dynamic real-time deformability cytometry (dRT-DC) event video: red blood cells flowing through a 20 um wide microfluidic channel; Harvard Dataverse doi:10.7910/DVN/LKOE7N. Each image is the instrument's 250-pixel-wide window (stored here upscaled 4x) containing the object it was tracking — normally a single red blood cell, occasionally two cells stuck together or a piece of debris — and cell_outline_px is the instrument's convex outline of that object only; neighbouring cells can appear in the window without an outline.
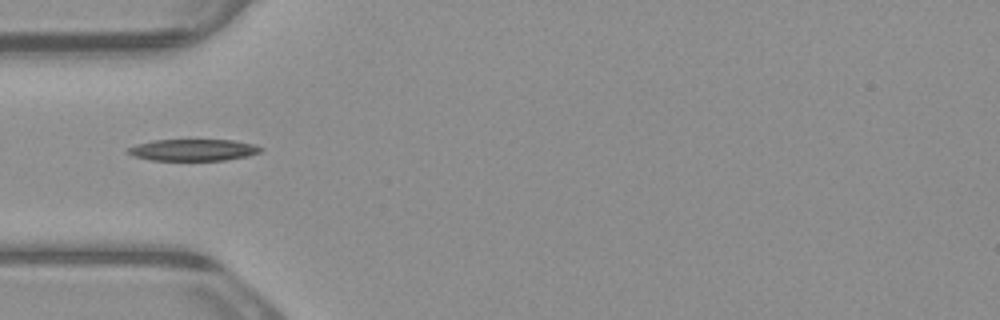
{"species": "common noctule bat (a hibernating species)", "species_latin": "Nyctalus noctula", "temperature_condition": "warm", "stored_images_in_passage": 3, "camera_frame_rate_fps": 3000, "um_per_image_px": 0.085, "animal": {"sex": "male", "body_mass_g": 23.1, "forearm_length_mm": 52.7}, "frame": {"image": 1, "passage_image": 1, "time_ms": 0.0, "image_size_px": [1000, 320], "cell_outline_px": [[264, 148], [260, 152], [248, 156], [224, 160], [148, 160], [132, 156], [124, 148], [136, 144], [152, 140], [232, 140], [252, 144]], "centroid_in_image_um": [16.36, 12.75], "position_along_channel_um": 68.6, "area_um2": 16.82}}
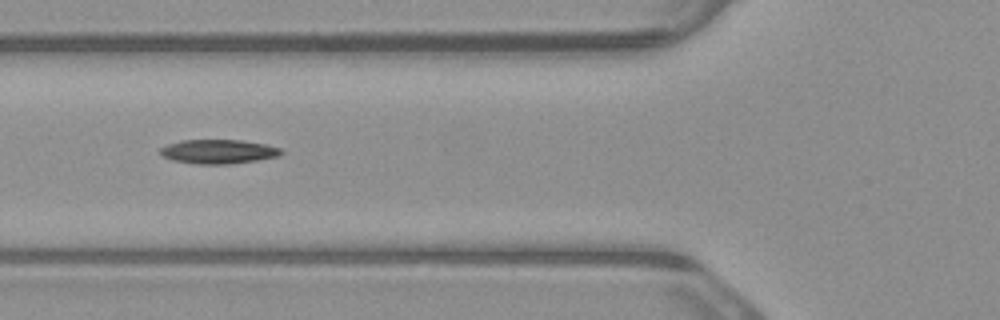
{"frame": {"image": 2, "passage_image": 2, "time_ms": 0.333, "image_size_px": [1000, 320], "cell_outline_px": [[284, 152], [280, 156], [256, 160], [228, 164], [196, 164], [172, 160], [164, 156], [160, 152], [160, 148], [168, 144], [180, 140], [240, 140], [264, 144], [280, 148]], "centroid_in_image_um": [18.56, 12.88], "position_along_channel_um": 107.2, "area_um2": 16.94}}
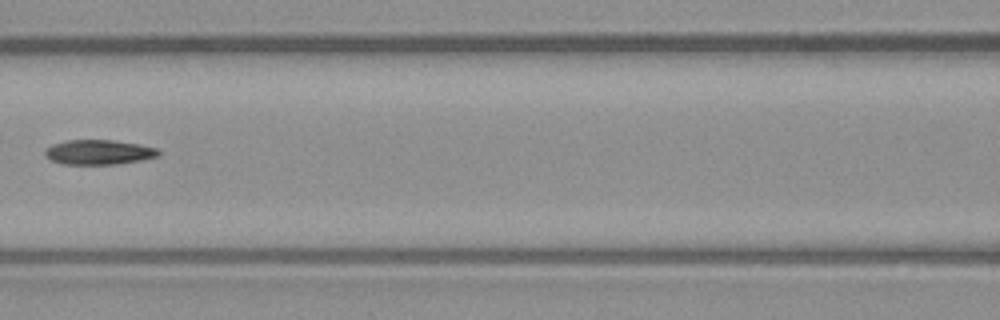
{"frame": {"image": 3, "passage_image": 3, "time_ms": 0.667, "image_size_px": [1000, 320], "cell_outline_px": [[160, 156], [140, 160], [116, 164], [60, 164], [52, 160], [44, 152], [52, 144], [64, 140], [116, 140], [140, 144], [160, 148]], "centroid_in_image_um": [8.45, 12.92], "position_along_channel_um": 158.1, "area_um2": 16.47}}